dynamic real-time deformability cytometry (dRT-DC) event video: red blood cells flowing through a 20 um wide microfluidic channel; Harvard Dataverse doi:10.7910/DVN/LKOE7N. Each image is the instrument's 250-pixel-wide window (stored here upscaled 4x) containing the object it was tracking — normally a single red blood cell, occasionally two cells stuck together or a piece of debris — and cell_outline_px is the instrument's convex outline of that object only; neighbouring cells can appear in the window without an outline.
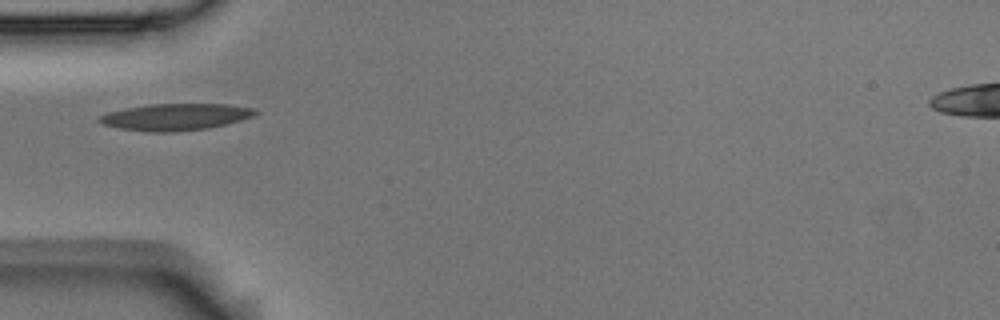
{"species": "Egyptian fruit bat (a non-hibernating species)", "species_latin": "Rousettus aegyptiacus", "temperature_condition": "room temperature", "stored_images_in_passage": 3, "camera_frame_rate_fps": 3000, "um_per_image_px": 0.085, "animal": {"sex": "male"}, "frame": {"image": 1, "passage_image": 1, "time_ms": 0.0, "image_size_px": [1000, 320], "cell_outline_px": [[260, 112], [252, 116], [240, 120], [208, 128], [172, 132], [152, 132], [120, 128], [104, 124], [96, 120], [96, 116], [108, 112], [124, 108], [148, 104], [224, 104], [256, 108]], "centroid_in_image_um": [14.89, 9.93], "position_along_channel_um": 70.1, "area_um2": 24.28}}
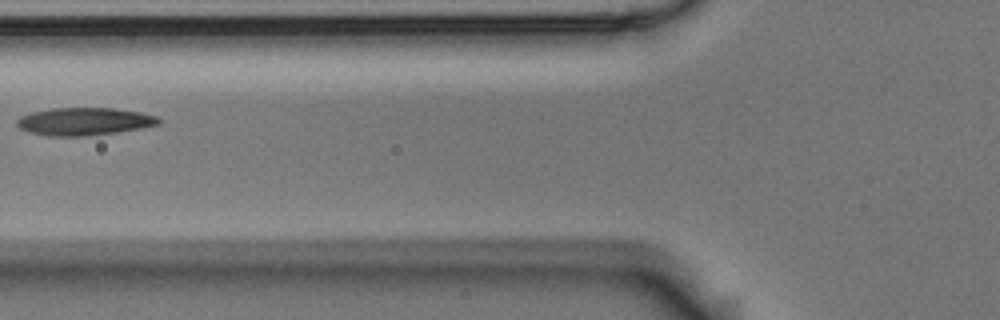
{"frame": {"image": 2, "passage_image": 2, "time_ms": 0.333, "image_size_px": [1000, 320], "cell_outline_px": [[160, 124], [140, 128], [116, 132], [88, 136], [48, 136], [32, 132], [20, 128], [16, 124], [16, 120], [20, 116], [32, 112], [52, 108], [112, 108], [140, 112], [156, 116], [160, 120]], "centroid_in_image_um": [7.15, 10.32], "position_along_channel_um": 118.7, "area_um2": 22.72}}
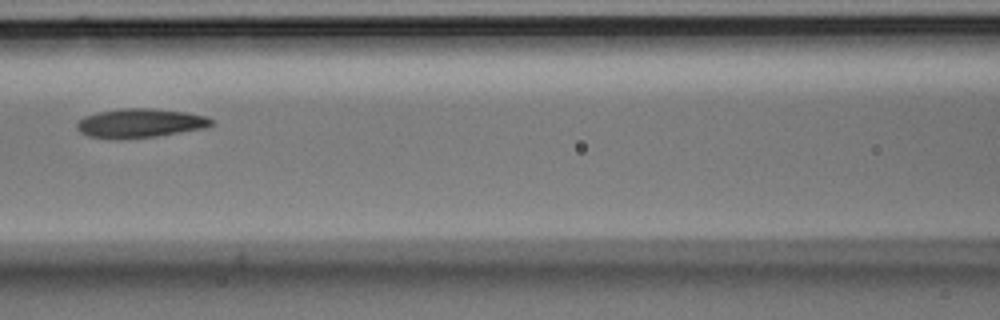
{"frame": {"image": 3, "passage_image": 3, "time_ms": 0.667, "image_size_px": [1000, 320], "cell_outline_px": [[212, 124], [204, 128], [156, 136], [120, 140], [112, 140], [88, 136], [80, 132], [76, 128], [76, 124], [84, 116], [100, 112], [120, 108], [152, 108], [184, 112], [204, 116], [212, 120]], "centroid_in_image_um": [11.83, 10.48], "position_along_channel_um": 154.8, "area_um2": 22.77}}